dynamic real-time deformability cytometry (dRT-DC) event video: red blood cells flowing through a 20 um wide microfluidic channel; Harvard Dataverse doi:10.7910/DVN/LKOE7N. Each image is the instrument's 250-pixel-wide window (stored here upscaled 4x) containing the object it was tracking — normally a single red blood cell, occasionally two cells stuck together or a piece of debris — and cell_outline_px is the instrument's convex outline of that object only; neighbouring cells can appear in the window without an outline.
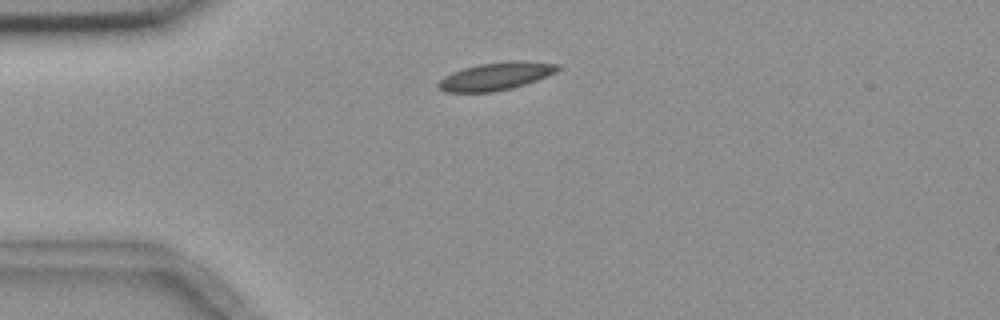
{"species": "common noctule bat (a hibernating species)", "species_latin": "Nyctalus noctula", "temperature_condition": "room temperature", "stored_images_in_passage": 4, "camera_frame_rate_fps": 3000, "um_per_image_px": 0.085, "animal": {"sex": "female", "body_mass_g": 18.4}, "frame": {"image": 1, "passage_image": 3, "time_ms": 2.0, "image_size_px": [1000, 320], "cell_outline_px": [[560, 68], [556, 72], [536, 80], [512, 88], [492, 92], [444, 92], [436, 84], [444, 76], [452, 72], [476, 64], [508, 60], [520, 60], [560, 64]], "centroid_in_image_um": [42.14, 6.46], "position_along_channel_um": 42.9, "area_um2": 19.42}}